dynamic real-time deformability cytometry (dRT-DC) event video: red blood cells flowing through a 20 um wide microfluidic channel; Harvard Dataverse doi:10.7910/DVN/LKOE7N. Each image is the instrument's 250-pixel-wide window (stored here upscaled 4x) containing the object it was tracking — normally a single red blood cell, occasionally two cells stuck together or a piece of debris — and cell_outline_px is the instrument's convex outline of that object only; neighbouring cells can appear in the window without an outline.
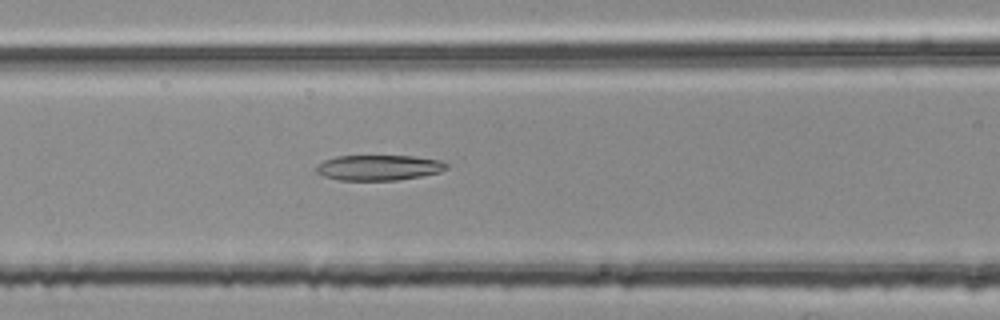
{"species": "common noctule bat (a hibernating species)", "species_latin": "Nyctalus noctula", "temperature_condition": "room temperature", "stored_images_in_passage": 38, "camera_frame_rate_fps": 3000, "um_per_image_px": 0.085, "animal": {"sex": "female", "body_mass_g": 25.1}, "frame": {"image": 1, "passage_image": 7, "time_ms": 2.0, "image_size_px": [1000, 320], "cell_outline_px": [[448, 168], [440, 172], [420, 176], [396, 180], [340, 180], [324, 176], [316, 172], [316, 168], [324, 160], [336, 156], [412, 156], [440, 160], [448, 164]], "centroid_in_image_um": [32.21, 14.24], "position_along_channel_um": 134.4, "area_um2": 19.13}}
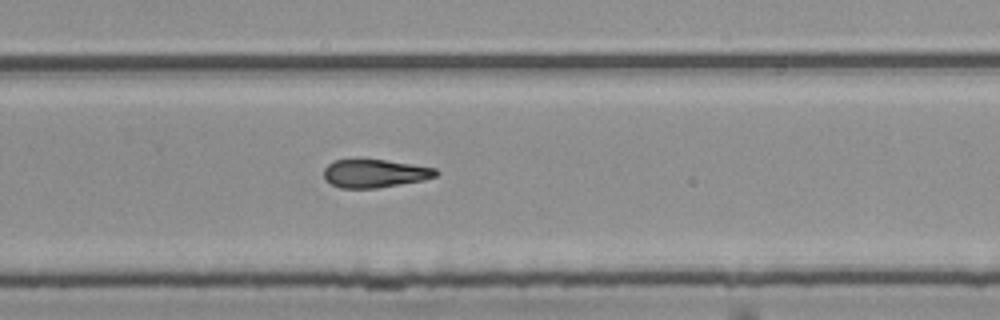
{"frame": {"image": 2, "passage_image": 20, "time_ms": 6.333, "image_size_px": [1000, 320], "cell_outline_px": [[440, 172], [436, 176], [424, 180], [376, 188], [340, 188], [324, 180], [324, 168], [332, 160], [356, 156], [412, 164], [436, 168]], "centroid_in_image_um": [31.8, 14.69], "position_along_channel_um": 298.0, "area_um2": 19.13}}
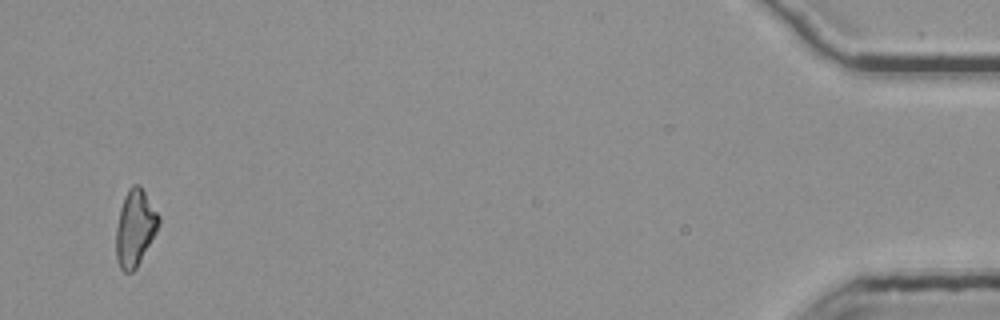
{"frame": {"image": 3, "passage_image": 37, "time_ms": 12.0, "image_size_px": [1000, 320], "cell_outline_px": [[160, 224], [156, 232], [136, 268], [132, 272], [124, 272], [120, 268], [116, 260], [116, 228], [120, 208], [124, 196], [128, 188], [132, 184], [140, 184], [160, 216]], "centroid_in_image_um": [11.47, 19.35], "position_along_channel_um": 423.7, "area_um2": 19.07}}